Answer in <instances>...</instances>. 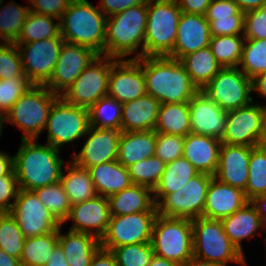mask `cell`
<instances>
[{"mask_svg":"<svg viewBox=\"0 0 266 266\" xmlns=\"http://www.w3.org/2000/svg\"><path fill=\"white\" fill-rule=\"evenodd\" d=\"M137 60L142 65L147 94L161 104L189 102L199 91L180 60L168 56H145Z\"/></svg>","mask_w":266,"mask_h":266,"instance_id":"1","label":"cell"},{"mask_svg":"<svg viewBox=\"0 0 266 266\" xmlns=\"http://www.w3.org/2000/svg\"><path fill=\"white\" fill-rule=\"evenodd\" d=\"M59 149L36 139L23 140L14 157V170L19 188L34 191L36 188L60 182L63 160Z\"/></svg>","mask_w":266,"mask_h":266,"instance_id":"2","label":"cell"},{"mask_svg":"<svg viewBox=\"0 0 266 266\" xmlns=\"http://www.w3.org/2000/svg\"><path fill=\"white\" fill-rule=\"evenodd\" d=\"M147 12L148 0L107 17L105 56L126 59V56L136 53L135 51L141 45V52L130 59L144 57Z\"/></svg>","mask_w":266,"mask_h":266,"instance_id":"3","label":"cell"},{"mask_svg":"<svg viewBox=\"0 0 266 266\" xmlns=\"http://www.w3.org/2000/svg\"><path fill=\"white\" fill-rule=\"evenodd\" d=\"M105 16L88 0H72L60 19V34L65 42L88 47L105 56Z\"/></svg>","mask_w":266,"mask_h":266,"instance_id":"4","label":"cell"},{"mask_svg":"<svg viewBox=\"0 0 266 266\" xmlns=\"http://www.w3.org/2000/svg\"><path fill=\"white\" fill-rule=\"evenodd\" d=\"M181 14L175 0H148L144 57L172 53Z\"/></svg>","mask_w":266,"mask_h":266,"instance_id":"5","label":"cell"},{"mask_svg":"<svg viewBox=\"0 0 266 266\" xmlns=\"http://www.w3.org/2000/svg\"><path fill=\"white\" fill-rule=\"evenodd\" d=\"M45 85H33L23 94L5 115V122L18 126L23 135L21 140H32L45 130L53 103L59 98Z\"/></svg>","mask_w":266,"mask_h":266,"instance_id":"6","label":"cell"},{"mask_svg":"<svg viewBox=\"0 0 266 266\" xmlns=\"http://www.w3.org/2000/svg\"><path fill=\"white\" fill-rule=\"evenodd\" d=\"M193 255L219 266L227 262L247 264L244 255L224 232L221 220L199 217L192 220Z\"/></svg>","mask_w":266,"mask_h":266,"instance_id":"7","label":"cell"},{"mask_svg":"<svg viewBox=\"0 0 266 266\" xmlns=\"http://www.w3.org/2000/svg\"><path fill=\"white\" fill-rule=\"evenodd\" d=\"M154 254L181 264L193 256L192 220L157 215L152 231Z\"/></svg>","mask_w":266,"mask_h":266,"instance_id":"8","label":"cell"},{"mask_svg":"<svg viewBox=\"0 0 266 266\" xmlns=\"http://www.w3.org/2000/svg\"><path fill=\"white\" fill-rule=\"evenodd\" d=\"M90 127L88 109L69 104L61 96L53 103L45 128L48 130L46 143L60 148L65 143L83 138Z\"/></svg>","mask_w":266,"mask_h":266,"instance_id":"9","label":"cell"},{"mask_svg":"<svg viewBox=\"0 0 266 266\" xmlns=\"http://www.w3.org/2000/svg\"><path fill=\"white\" fill-rule=\"evenodd\" d=\"M200 91L226 112L253 101L252 79L239 67L222 68Z\"/></svg>","mask_w":266,"mask_h":266,"instance_id":"10","label":"cell"},{"mask_svg":"<svg viewBox=\"0 0 266 266\" xmlns=\"http://www.w3.org/2000/svg\"><path fill=\"white\" fill-rule=\"evenodd\" d=\"M266 107L253 104L228 111L224 136L220 139L228 145L257 147L265 144Z\"/></svg>","mask_w":266,"mask_h":266,"instance_id":"11","label":"cell"},{"mask_svg":"<svg viewBox=\"0 0 266 266\" xmlns=\"http://www.w3.org/2000/svg\"><path fill=\"white\" fill-rule=\"evenodd\" d=\"M213 177L199 172L181 190L166 194L156 204L158 214L190 220L203 217L207 191Z\"/></svg>","mask_w":266,"mask_h":266,"instance_id":"12","label":"cell"},{"mask_svg":"<svg viewBox=\"0 0 266 266\" xmlns=\"http://www.w3.org/2000/svg\"><path fill=\"white\" fill-rule=\"evenodd\" d=\"M115 61L99 55L61 97L69 104L89 109L101 97L108 96L110 69Z\"/></svg>","mask_w":266,"mask_h":266,"instance_id":"13","label":"cell"},{"mask_svg":"<svg viewBox=\"0 0 266 266\" xmlns=\"http://www.w3.org/2000/svg\"><path fill=\"white\" fill-rule=\"evenodd\" d=\"M157 211L111 216L108 228L100 239L101 247L111 250L123 245L151 242Z\"/></svg>","mask_w":266,"mask_h":266,"instance_id":"14","label":"cell"},{"mask_svg":"<svg viewBox=\"0 0 266 266\" xmlns=\"http://www.w3.org/2000/svg\"><path fill=\"white\" fill-rule=\"evenodd\" d=\"M63 42L62 37H56L15 43L21 55L24 74L34 85H45L50 80Z\"/></svg>","mask_w":266,"mask_h":266,"instance_id":"15","label":"cell"},{"mask_svg":"<svg viewBox=\"0 0 266 266\" xmlns=\"http://www.w3.org/2000/svg\"><path fill=\"white\" fill-rule=\"evenodd\" d=\"M10 213L16 219L25 238L50 234L62 226L34 191L19 189Z\"/></svg>","mask_w":266,"mask_h":266,"instance_id":"16","label":"cell"},{"mask_svg":"<svg viewBox=\"0 0 266 266\" xmlns=\"http://www.w3.org/2000/svg\"><path fill=\"white\" fill-rule=\"evenodd\" d=\"M98 56L88 47L64 41L52 77L45 86L52 93L62 96Z\"/></svg>","mask_w":266,"mask_h":266,"instance_id":"17","label":"cell"},{"mask_svg":"<svg viewBox=\"0 0 266 266\" xmlns=\"http://www.w3.org/2000/svg\"><path fill=\"white\" fill-rule=\"evenodd\" d=\"M147 94L141 63L137 59H117L110 69L108 96L120 103Z\"/></svg>","mask_w":266,"mask_h":266,"instance_id":"18","label":"cell"},{"mask_svg":"<svg viewBox=\"0 0 266 266\" xmlns=\"http://www.w3.org/2000/svg\"><path fill=\"white\" fill-rule=\"evenodd\" d=\"M121 132L115 129L89 127L87 139L78 154H71L73 162L82 168L117 160Z\"/></svg>","mask_w":266,"mask_h":266,"instance_id":"19","label":"cell"},{"mask_svg":"<svg viewBox=\"0 0 266 266\" xmlns=\"http://www.w3.org/2000/svg\"><path fill=\"white\" fill-rule=\"evenodd\" d=\"M110 217L108 199L96 195L84 202L72 205L67 220L74 221L69 230L88 233L100 240L107 231Z\"/></svg>","mask_w":266,"mask_h":266,"instance_id":"20","label":"cell"},{"mask_svg":"<svg viewBox=\"0 0 266 266\" xmlns=\"http://www.w3.org/2000/svg\"><path fill=\"white\" fill-rule=\"evenodd\" d=\"M191 133L221 139L224 136L228 112L221 109L200 90L188 102Z\"/></svg>","mask_w":266,"mask_h":266,"instance_id":"21","label":"cell"},{"mask_svg":"<svg viewBox=\"0 0 266 266\" xmlns=\"http://www.w3.org/2000/svg\"><path fill=\"white\" fill-rule=\"evenodd\" d=\"M211 37L210 25L204 15L182 12L176 42L168 57L180 60L187 54L209 47Z\"/></svg>","mask_w":266,"mask_h":266,"instance_id":"22","label":"cell"},{"mask_svg":"<svg viewBox=\"0 0 266 266\" xmlns=\"http://www.w3.org/2000/svg\"><path fill=\"white\" fill-rule=\"evenodd\" d=\"M253 148L222 143L214 178L221 183L245 191L249 177L250 154Z\"/></svg>","mask_w":266,"mask_h":266,"instance_id":"23","label":"cell"},{"mask_svg":"<svg viewBox=\"0 0 266 266\" xmlns=\"http://www.w3.org/2000/svg\"><path fill=\"white\" fill-rule=\"evenodd\" d=\"M248 202L243 190L221 183L213 177L208 187L203 217L221 220Z\"/></svg>","mask_w":266,"mask_h":266,"instance_id":"24","label":"cell"},{"mask_svg":"<svg viewBox=\"0 0 266 266\" xmlns=\"http://www.w3.org/2000/svg\"><path fill=\"white\" fill-rule=\"evenodd\" d=\"M221 140L210 136L189 133L184 139L183 157L198 172L215 175L219 164Z\"/></svg>","mask_w":266,"mask_h":266,"instance_id":"25","label":"cell"},{"mask_svg":"<svg viewBox=\"0 0 266 266\" xmlns=\"http://www.w3.org/2000/svg\"><path fill=\"white\" fill-rule=\"evenodd\" d=\"M161 102L149 94L123 103L121 131L155 130Z\"/></svg>","mask_w":266,"mask_h":266,"instance_id":"26","label":"cell"},{"mask_svg":"<svg viewBox=\"0 0 266 266\" xmlns=\"http://www.w3.org/2000/svg\"><path fill=\"white\" fill-rule=\"evenodd\" d=\"M153 191L145 186L131 184L119 193L109 196L111 216H121L137 212L157 211L152 197Z\"/></svg>","mask_w":266,"mask_h":266,"instance_id":"27","label":"cell"},{"mask_svg":"<svg viewBox=\"0 0 266 266\" xmlns=\"http://www.w3.org/2000/svg\"><path fill=\"white\" fill-rule=\"evenodd\" d=\"M58 229V244L63 250L69 266H90L91 259L101 247L94 235L69 230L66 235Z\"/></svg>","mask_w":266,"mask_h":266,"instance_id":"28","label":"cell"},{"mask_svg":"<svg viewBox=\"0 0 266 266\" xmlns=\"http://www.w3.org/2000/svg\"><path fill=\"white\" fill-rule=\"evenodd\" d=\"M156 131L121 132L117 161L124 167L155 155Z\"/></svg>","mask_w":266,"mask_h":266,"instance_id":"29","label":"cell"},{"mask_svg":"<svg viewBox=\"0 0 266 266\" xmlns=\"http://www.w3.org/2000/svg\"><path fill=\"white\" fill-rule=\"evenodd\" d=\"M97 195L108 198L132 183L128 169L117 160L88 168Z\"/></svg>","mask_w":266,"mask_h":266,"instance_id":"30","label":"cell"},{"mask_svg":"<svg viewBox=\"0 0 266 266\" xmlns=\"http://www.w3.org/2000/svg\"><path fill=\"white\" fill-rule=\"evenodd\" d=\"M224 232L231 242L243 253L241 241L245 238L254 237L259 228L265 223L261 220L255 206L249 201L241 209L232 215L221 219Z\"/></svg>","mask_w":266,"mask_h":266,"instance_id":"31","label":"cell"},{"mask_svg":"<svg viewBox=\"0 0 266 266\" xmlns=\"http://www.w3.org/2000/svg\"><path fill=\"white\" fill-rule=\"evenodd\" d=\"M198 173L197 169L183 156L166 163L164 172L153 190L155 204L166 194L181 190Z\"/></svg>","mask_w":266,"mask_h":266,"instance_id":"32","label":"cell"},{"mask_svg":"<svg viewBox=\"0 0 266 266\" xmlns=\"http://www.w3.org/2000/svg\"><path fill=\"white\" fill-rule=\"evenodd\" d=\"M180 62L199 90L222 69L210 47L187 54L180 59Z\"/></svg>","mask_w":266,"mask_h":266,"instance_id":"33","label":"cell"},{"mask_svg":"<svg viewBox=\"0 0 266 266\" xmlns=\"http://www.w3.org/2000/svg\"><path fill=\"white\" fill-rule=\"evenodd\" d=\"M66 175L61 174L60 183L63 185L70 205L84 202L97 195L88 169L72 162H67Z\"/></svg>","mask_w":266,"mask_h":266,"instance_id":"34","label":"cell"},{"mask_svg":"<svg viewBox=\"0 0 266 266\" xmlns=\"http://www.w3.org/2000/svg\"><path fill=\"white\" fill-rule=\"evenodd\" d=\"M155 131L183 137L191 133L188 102L161 104Z\"/></svg>","mask_w":266,"mask_h":266,"instance_id":"35","label":"cell"},{"mask_svg":"<svg viewBox=\"0 0 266 266\" xmlns=\"http://www.w3.org/2000/svg\"><path fill=\"white\" fill-rule=\"evenodd\" d=\"M58 245V229L50 234L25 238L21 266H45L53 249Z\"/></svg>","mask_w":266,"mask_h":266,"instance_id":"36","label":"cell"},{"mask_svg":"<svg viewBox=\"0 0 266 266\" xmlns=\"http://www.w3.org/2000/svg\"><path fill=\"white\" fill-rule=\"evenodd\" d=\"M53 19L58 20V22L54 24ZM56 37H62L60 34V20L30 11L16 43H29Z\"/></svg>","mask_w":266,"mask_h":266,"instance_id":"37","label":"cell"},{"mask_svg":"<svg viewBox=\"0 0 266 266\" xmlns=\"http://www.w3.org/2000/svg\"><path fill=\"white\" fill-rule=\"evenodd\" d=\"M123 104L110 96L101 97L88 109L91 127L121 131Z\"/></svg>","mask_w":266,"mask_h":266,"instance_id":"38","label":"cell"},{"mask_svg":"<svg viewBox=\"0 0 266 266\" xmlns=\"http://www.w3.org/2000/svg\"><path fill=\"white\" fill-rule=\"evenodd\" d=\"M211 37L209 47L222 68L239 67L245 42L244 35Z\"/></svg>","mask_w":266,"mask_h":266,"instance_id":"39","label":"cell"},{"mask_svg":"<svg viewBox=\"0 0 266 266\" xmlns=\"http://www.w3.org/2000/svg\"><path fill=\"white\" fill-rule=\"evenodd\" d=\"M30 8L10 2L0 10V39L3 43H16Z\"/></svg>","mask_w":266,"mask_h":266,"instance_id":"40","label":"cell"},{"mask_svg":"<svg viewBox=\"0 0 266 266\" xmlns=\"http://www.w3.org/2000/svg\"><path fill=\"white\" fill-rule=\"evenodd\" d=\"M264 192H266V144L251 150L249 177L244 193L250 201Z\"/></svg>","mask_w":266,"mask_h":266,"instance_id":"41","label":"cell"},{"mask_svg":"<svg viewBox=\"0 0 266 266\" xmlns=\"http://www.w3.org/2000/svg\"><path fill=\"white\" fill-rule=\"evenodd\" d=\"M34 192L61 225L67 221L71 205L60 182L36 188Z\"/></svg>","mask_w":266,"mask_h":266,"instance_id":"42","label":"cell"},{"mask_svg":"<svg viewBox=\"0 0 266 266\" xmlns=\"http://www.w3.org/2000/svg\"><path fill=\"white\" fill-rule=\"evenodd\" d=\"M25 236L10 212L0 213V249L20 259Z\"/></svg>","mask_w":266,"mask_h":266,"instance_id":"43","label":"cell"},{"mask_svg":"<svg viewBox=\"0 0 266 266\" xmlns=\"http://www.w3.org/2000/svg\"><path fill=\"white\" fill-rule=\"evenodd\" d=\"M239 65L250 79L266 72V39H245Z\"/></svg>","mask_w":266,"mask_h":266,"instance_id":"44","label":"cell"},{"mask_svg":"<svg viewBox=\"0 0 266 266\" xmlns=\"http://www.w3.org/2000/svg\"><path fill=\"white\" fill-rule=\"evenodd\" d=\"M165 165L154 155L128 166L127 169L133 184L148 187L153 191L164 172Z\"/></svg>","mask_w":266,"mask_h":266,"instance_id":"45","label":"cell"},{"mask_svg":"<svg viewBox=\"0 0 266 266\" xmlns=\"http://www.w3.org/2000/svg\"><path fill=\"white\" fill-rule=\"evenodd\" d=\"M110 251L118 266H148L154 256L151 242L123 245Z\"/></svg>","mask_w":266,"mask_h":266,"instance_id":"46","label":"cell"},{"mask_svg":"<svg viewBox=\"0 0 266 266\" xmlns=\"http://www.w3.org/2000/svg\"><path fill=\"white\" fill-rule=\"evenodd\" d=\"M34 84L27 77L0 80V113L4 116Z\"/></svg>","mask_w":266,"mask_h":266,"instance_id":"47","label":"cell"},{"mask_svg":"<svg viewBox=\"0 0 266 266\" xmlns=\"http://www.w3.org/2000/svg\"><path fill=\"white\" fill-rule=\"evenodd\" d=\"M26 77L21 55L15 43L0 44V80Z\"/></svg>","mask_w":266,"mask_h":266,"instance_id":"48","label":"cell"},{"mask_svg":"<svg viewBox=\"0 0 266 266\" xmlns=\"http://www.w3.org/2000/svg\"><path fill=\"white\" fill-rule=\"evenodd\" d=\"M184 139L183 136L156 132L155 156L159 157L165 164L182 157Z\"/></svg>","mask_w":266,"mask_h":266,"instance_id":"49","label":"cell"},{"mask_svg":"<svg viewBox=\"0 0 266 266\" xmlns=\"http://www.w3.org/2000/svg\"><path fill=\"white\" fill-rule=\"evenodd\" d=\"M245 39H266V6L245 12Z\"/></svg>","mask_w":266,"mask_h":266,"instance_id":"50","label":"cell"},{"mask_svg":"<svg viewBox=\"0 0 266 266\" xmlns=\"http://www.w3.org/2000/svg\"><path fill=\"white\" fill-rule=\"evenodd\" d=\"M209 25L212 37L240 35L241 33L244 35L245 15H234L231 18L212 20Z\"/></svg>","mask_w":266,"mask_h":266,"instance_id":"51","label":"cell"},{"mask_svg":"<svg viewBox=\"0 0 266 266\" xmlns=\"http://www.w3.org/2000/svg\"><path fill=\"white\" fill-rule=\"evenodd\" d=\"M19 184L16 178L15 170L9 175L0 176V213L10 212L19 192Z\"/></svg>","mask_w":266,"mask_h":266,"instance_id":"52","label":"cell"},{"mask_svg":"<svg viewBox=\"0 0 266 266\" xmlns=\"http://www.w3.org/2000/svg\"><path fill=\"white\" fill-rule=\"evenodd\" d=\"M234 15H245L234 0H212L205 17L210 23L212 20L231 18Z\"/></svg>","mask_w":266,"mask_h":266,"instance_id":"53","label":"cell"},{"mask_svg":"<svg viewBox=\"0 0 266 266\" xmlns=\"http://www.w3.org/2000/svg\"><path fill=\"white\" fill-rule=\"evenodd\" d=\"M30 11L36 14L48 15L57 19H61L62 14L69 7L72 0H27Z\"/></svg>","mask_w":266,"mask_h":266,"instance_id":"54","label":"cell"},{"mask_svg":"<svg viewBox=\"0 0 266 266\" xmlns=\"http://www.w3.org/2000/svg\"><path fill=\"white\" fill-rule=\"evenodd\" d=\"M146 0H101L99 10L107 17L144 3Z\"/></svg>","mask_w":266,"mask_h":266,"instance_id":"55","label":"cell"},{"mask_svg":"<svg viewBox=\"0 0 266 266\" xmlns=\"http://www.w3.org/2000/svg\"><path fill=\"white\" fill-rule=\"evenodd\" d=\"M180 10L188 14L206 15L212 0H175Z\"/></svg>","mask_w":266,"mask_h":266,"instance_id":"56","label":"cell"},{"mask_svg":"<svg viewBox=\"0 0 266 266\" xmlns=\"http://www.w3.org/2000/svg\"><path fill=\"white\" fill-rule=\"evenodd\" d=\"M90 266H118L113 253L100 247L93 255Z\"/></svg>","mask_w":266,"mask_h":266,"instance_id":"57","label":"cell"},{"mask_svg":"<svg viewBox=\"0 0 266 266\" xmlns=\"http://www.w3.org/2000/svg\"><path fill=\"white\" fill-rule=\"evenodd\" d=\"M45 266H69L59 244L53 249Z\"/></svg>","mask_w":266,"mask_h":266,"instance_id":"58","label":"cell"},{"mask_svg":"<svg viewBox=\"0 0 266 266\" xmlns=\"http://www.w3.org/2000/svg\"><path fill=\"white\" fill-rule=\"evenodd\" d=\"M14 170V157L0 151V176L9 175Z\"/></svg>","mask_w":266,"mask_h":266,"instance_id":"59","label":"cell"},{"mask_svg":"<svg viewBox=\"0 0 266 266\" xmlns=\"http://www.w3.org/2000/svg\"><path fill=\"white\" fill-rule=\"evenodd\" d=\"M250 201L255 206L261 220L266 225V192L254 197Z\"/></svg>","mask_w":266,"mask_h":266,"instance_id":"60","label":"cell"},{"mask_svg":"<svg viewBox=\"0 0 266 266\" xmlns=\"http://www.w3.org/2000/svg\"><path fill=\"white\" fill-rule=\"evenodd\" d=\"M252 91H257L258 95L266 97V72L252 78Z\"/></svg>","mask_w":266,"mask_h":266,"instance_id":"61","label":"cell"},{"mask_svg":"<svg viewBox=\"0 0 266 266\" xmlns=\"http://www.w3.org/2000/svg\"><path fill=\"white\" fill-rule=\"evenodd\" d=\"M241 11L247 12L256 8L266 6V0H234Z\"/></svg>","mask_w":266,"mask_h":266,"instance_id":"62","label":"cell"},{"mask_svg":"<svg viewBox=\"0 0 266 266\" xmlns=\"http://www.w3.org/2000/svg\"><path fill=\"white\" fill-rule=\"evenodd\" d=\"M0 266H21L20 259L14 258L0 249Z\"/></svg>","mask_w":266,"mask_h":266,"instance_id":"63","label":"cell"},{"mask_svg":"<svg viewBox=\"0 0 266 266\" xmlns=\"http://www.w3.org/2000/svg\"><path fill=\"white\" fill-rule=\"evenodd\" d=\"M178 266H219L215 263H211L207 260H203L195 257L194 255L188 259L186 262L178 264Z\"/></svg>","mask_w":266,"mask_h":266,"instance_id":"64","label":"cell"},{"mask_svg":"<svg viewBox=\"0 0 266 266\" xmlns=\"http://www.w3.org/2000/svg\"><path fill=\"white\" fill-rule=\"evenodd\" d=\"M148 266H178V264L154 254Z\"/></svg>","mask_w":266,"mask_h":266,"instance_id":"65","label":"cell"},{"mask_svg":"<svg viewBox=\"0 0 266 266\" xmlns=\"http://www.w3.org/2000/svg\"><path fill=\"white\" fill-rule=\"evenodd\" d=\"M4 122H5V116L2 113H0V137L2 134V127Z\"/></svg>","mask_w":266,"mask_h":266,"instance_id":"66","label":"cell"}]
</instances>
